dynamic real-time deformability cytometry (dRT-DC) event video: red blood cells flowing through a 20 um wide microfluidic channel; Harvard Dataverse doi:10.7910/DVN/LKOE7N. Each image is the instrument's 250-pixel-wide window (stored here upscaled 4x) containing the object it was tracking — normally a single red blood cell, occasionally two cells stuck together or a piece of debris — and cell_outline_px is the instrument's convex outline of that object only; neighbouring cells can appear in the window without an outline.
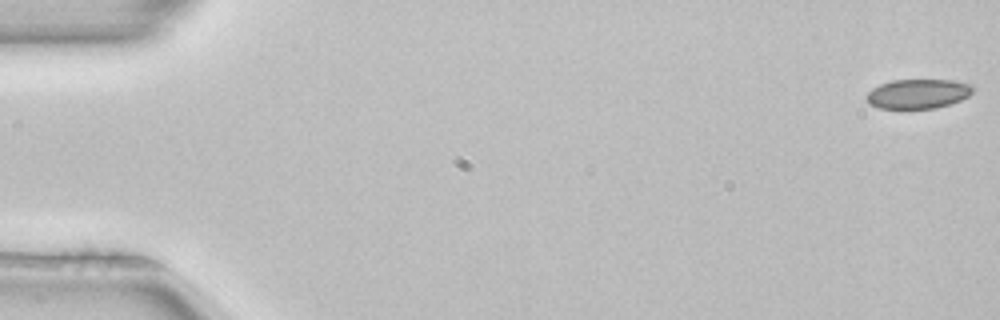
{"species": "common noctule bat (a hibernating species)", "species_latin": "Nyctalus noctula", "temperature_condition": "room temperature", "stored_images_in_passage": 20, "camera_frame_rate_fps": 3000, "um_per_image_px": 0.085, "animal": {"sex": "female", "body_mass_g": 22.7, "forearm_length_mm": 54.2}, "frame": {"image": 1, "passage_image": 1, "time_ms": 0.0, "image_size_px": [1000, 320], "cell_outline_px": [[976, 88], [968, 96], [960, 100], [936, 108], [880, 108], [868, 104], [864, 96], [872, 88], [880, 84], [892, 80], [952, 80], [972, 84]], "centroid_in_image_um": [78.02, 7.96], "position_along_channel_um": 7.0, "area_um2": 18.38}}
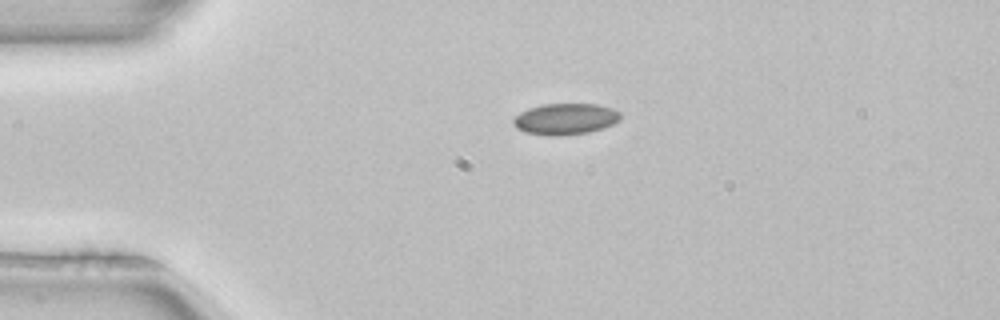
{"frame": {"image": 2, "passage_image": 12, "time_ms": 3.667, "image_size_px": [1000, 320], "cell_outline_px": [[620, 120], [612, 124], [588, 132], [564, 136], [548, 136], [524, 132], [516, 128], [512, 124], [512, 120], [520, 112], [528, 108], [544, 104], [596, 104], [612, 108], [620, 112]], "centroid_in_image_um": [48.01, 10.12], "position_along_channel_um": 37.0, "area_um2": 19.59}}
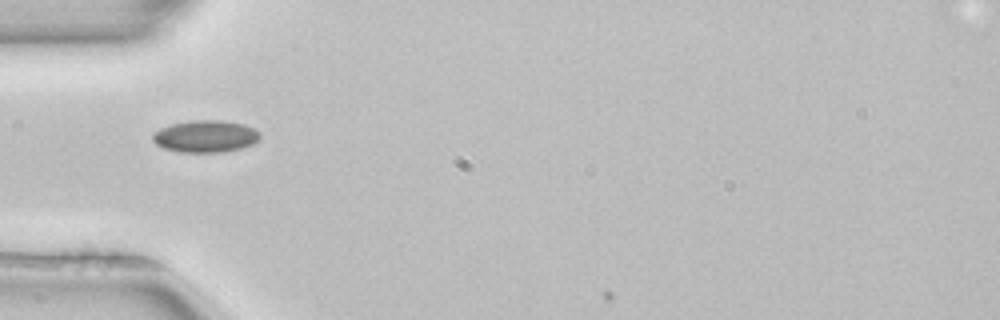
{"frame": {"image": 3, "passage_image": 17, "time_ms": 5.333, "image_size_px": [1000, 320], "cell_outline_px": [[260, 136], [252, 144], [240, 148], [224, 152], [180, 152], [164, 148], [156, 144], [152, 140], [152, 132], [160, 128], [172, 124], [192, 120], [220, 120], [244, 124], [260, 132]], "centroid_in_image_um": [17.43, 11.58], "position_along_channel_um": 67.6, "area_um2": 20.0}}